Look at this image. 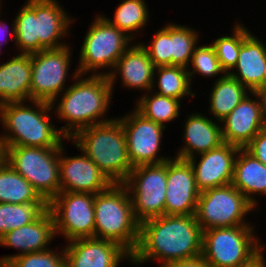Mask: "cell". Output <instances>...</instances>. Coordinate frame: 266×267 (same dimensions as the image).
<instances>
[{"instance_id":"1f68e13d","label":"cell","mask_w":266,"mask_h":267,"mask_svg":"<svg viewBox=\"0 0 266 267\" xmlns=\"http://www.w3.org/2000/svg\"><path fill=\"white\" fill-rule=\"evenodd\" d=\"M199 31L192 25L171 20V66H189L195 47L203 42Z\"/></svg>"},{"instance_id":"b9f144b4","label":"cell","mask_w":266,"mask_h":267,"mask_svg":"<svg viewBox=\"0 0 266 267\" xmlns=\"http://www.w3.org/2000/svg\"><path fill=\"white\" fill-rule=\"evenodd\" d=\"M4 160V148L0 142V163Z\"/></svg>"},{"instance_id":"7bdbcfd3","label":"cell","mask_w":266,"mask_h":267,"mask_svg":"<svg viewBox=\"0 0 266 267\" xmlns=\"http://www.w3.org/2000/svg\"><path fill=\"white\" fill-rule=\"evenodd\" d=\"M8 50H4V48L0 45V59L2 58L1 56L4 55L5 52H7Z\"/></svg>"},{"instance_id":"d590c367","label":"cell","mask_w":266,"mask_h":267,"mask_svg":"<svg viewBox=\"0 0 266 267\" xmlns=\"http://www.w3.org/2000/svg\"><path fill=\"white\" fill-rule=\"evenodd\" d=\"M13 258L5 267H65L64 244Z\"/></svg>"},{"instance_id":"f35d334b","label":"cell","mask_w":266,"mask_h":267,"mask_svg":"<svg viewBox=\"0 0 266 267\" xmlns=\"http://www.w3.org/2000/svg\"><path fill=\"white\" fill-rule=\"evenodd\" d=\"M165 266L166 267H211L205 262L204 258L201 255L191 259L174 261Z\"/></svg>"},{"instance_id":"2e32d148","label":"cell","mask_w":266,"mask_h":267,"mask_svg":"<svg viewBox=\"0 0 266 267\" xmlns=\"http://www.w3.org/2000/svg\"><path fill=\"white\" fill-rule=\"evenodd\" d=\"M65 267H120L131 255L119 244L95 237L73 239L64 244Z\"/></svg>"},{"instance_id":"5b68a950","label":"cell","mask_w":266,"mask_h":267,"mask_svg":"<svg viewBox=\"0 0 266 267\" xmlns=\"http://www.w3.org/2000/svg\"><path fill=\"white\" fill-rule=\"evenodd\" d=\"M71 140L97 165L112 183H123L132 164L121 121L113 120L79 130Z\"/></svg>"},{"instance_id":"9a60e30c","label":"cell","mask_w":266,"mask_h":267,"mask_svg":"<svg viewBox=\"0 0 266 267\" xmlns=\"http://www.w3.org/2000/svg\"><path fill=\"white\" fill-rule=\"evenodd\" d=\"M73 146L77 155H67V145ZM60 192L97 194L106 190L112 182L97 165L71 140L66 139L59 155Z\"/></svg>"},{"instance_id":"603a6c76","label":"cell","mask_w":266,"mask_h":267,"mask_svg":"<svg viewBox=\"0 0 266 267\" xmlns=\"http://www.w3.org/2000/svg\"><path fill=\"white\" fill-rule=\"evenodd\" d=\"M228 74L250 92L263 86L266 83V41L250 32L241 43L235 67Z\"/></svg>"},{"instance_id":"cb8c5ba5","label":"cell","mask_w":266,"mask_h":267,"mask_svg":"<svg viewBox=\"0 0 266 267\" xmlns=\"http://www.w3.org/2000/svg\"><path fill=\"white\" fill-rule=\"evenodd\" d=\"M10 56L7 61L0 62V106L30 100L31 54Z\"/></svg>"},{"instance_id":"f546056e","label":"cell","mask_w":266,"mask_h":267,"mask_svg":"<svg viewBox=\"0 0 266 267\" xmlns=\"http://www.w3.org/2000/svg\"><path fill=\"white\" fill-rule=\"evenodd\" d=\"M45 202L33 186L4 160L0 163V203Z\"/></svg>"},{"instance_id":"836d02e7","label":"cell","mask_w":266,"mask_h":267,"mask_svg":"<svg viewBox=\"0 0 266 267\" xmlns=\"http://www.w3.org/2000/svg\"><path fill=\"white\" fill-rule=\"evenodd\" d=\"M201 44H198L195 47L190 64L187 67L192 86L196 85L194 83L196 77L201 78L202 76V78H205L208 82V79L210 78L215 81L226 74L220 66L213 45L211 43ZM194 78L195 80H193Z\"/></svg>"},{"instance_id":"74e56055","label":"cell","mask_w":266,"mask_h":267,"mask_svg":"<svg viewBox=\"0 0 266 267\" xmlns=\"http://www.w3.org/2000/svg\"><path fill=\"white\" fill-rule=\"evenodd\" d=\"M2 11L3 10L0 11V45L4 48L12 42L11 45L13 44L12 47L15 49V19H12V21H10L11 23L8 22L6 19L7 16H3L5 13Z\"/></svg>"},{"instance_id":"9c48e42d","label":"cell","mask_w":266,"mask_h":267,"mask_svg":"<svg viewBox=\"0 0 266 267\" xmlns=\"http://www.w3.org/2000/svg\"><path fill=\"white\" fill-rule=\"evenodd\" d=\"M4 161L48 204L60 192V148L3 146Z\"/></svg>"},{"instance_id":"ab89813d","label":"cell","mask_w":266,"mask_h":267,"mask_svg":"<svg viewBox=\"0 0 266 267\" xmlns=\"http://www.w3.org/2000/svg\"><path fill=\"white\" fill-rule=\"evenodd\" d=\"M238 267H266V245L248 262Z\"/></svg>"},{"instance_id":"7c38bea8","label":"cell","mask_w":266,"mask_h":267,"mask_svg":"<svg viewBox=\"0 0 266 267\" xmlns=\"http://www.w3.org/2000/svg\"><path fill=\"white\" fill-rule=\"evenodd\" d=\"M123 184L129 192L133 213L139 223L165 215L167 161L133 167Z\"/></svg>"},{"instance_id":"d4e9b609","label":"cell","mask_w":266,"mask_h":267,"mask_svg":"<svg viewBox=\"0 0 266 267\" xmlns=\"http://www.w3.org/2000/svg\"><path fill=\"white\" fill-rule=\"evenodd\" d=\"M231 184L238 189L259 211L260 196L266 197V166L244 148H240L234 163ZM260 200V201H259Z\"/></svg>"},{"instance_id":"d6a6232c","label":"cell","mask_w":266,"mask_h":267,"mask_svg":"<svg viewBox=\"0 0 266 267\" xmlns=\"http://www.w3.org/2000/svg\"><path fill=\"white\" fill-rule=\"evenodd\" d=\"M46 209V202L0 203V238L7 232L32 223Z\"/></svg>"},{"instance_id":"4dcf8cb0","label":"cell","mask_w":266,"mask_h":267,"mask_svg":"<svg viewBox=\"0 0 266 267\" xmlns=\"http://www.w3.org/2000/svg\"><path fill=\"white\" fill-rule=\"evenodd\" d=\"M230 34L218 35L210 43L213 45L221 68L225 73H229L236 65L241 43L244 38L251 32L249 27L245 26L243 20L235 19ZM240 20V21H239ZM242 21V22H241Z\"/></svg>"},{"instance_id":"5bb4252c","label":"cell","mask_w":266,"mask_h":267,"mask_svg":"<svg viewBox=\"0 0 266 267\" xmlns=\"http://www.w3.org/2000/svg\"><path fill=\"white\" fill-rule=\"evenodd\" d=\"M117 118L121 121L126 136L127 152L132 167L163 163L174 156H166L167 153L162 152L166 127L145 118L134 107Z\"/></svg>"},{"instance_id":"ba28073f","label":"cell","mask_w":266,"mask_h":267,"mask_svg":"<svg viewBox=\"0 0 266 267\" xmlns=\"http://www.w3.org/2000/svg\"><path fill=\"white\" fill-rule=\"evenodd\" d=\"M257 228L239 225L203 230L201 256L211 267H238L266 245Z\"/></svg>"},{"instance_id":"e0dca14e","label":"cell","mask_w":266,"mask_h":267,"mask_svg":"<svg viewBox=\"0 0 266 267\" xmlns=\"http://www.w3.org/2000/svg\"><path fill=\"white\" fill-rule=\"evenodd\" d=\"M165 215H195L200 195L189 160L172 157L167 161Z\"/></svg>"},{"instance_id":"277c9868","label":"cell","mask_w":266,"mask_h":267,"mask_svg":"<svg viewBox=\"0 0 266 267\" xmlns=\"http://www.w3.org/2000/svg\"><path fill=\"white\" fill-rule=\"evenodd\" d=\"M52 113L51 104L39 100L1 105L2 146L60 148L67 138L56 126Z\"/></svg>"},{"instance_id":"e575fe53","label":"cell","mask_w":266,"mask_h":267,"mask_svg":"<svg viewBox=\"0 0 266 267\" xmlns=\"http://www.w3.org/2000/svg\"><path fill=\"white\" fill-rule=\"evenodd\" d=\"M163 27L156 29L149 40L139 41L147 50L154 67L171 66V21H165Z\"/></svg>"},{"instance_id":"7a4b0ae2","label":"cell","mask_w":266,"mask_h":267,"mask_svg":"<svg viewBox=\"0 0 266 267\" xmlns=\"http://www.w3.org/2000/svg\"><path fill=\"white\" fill-rule=\"evenodd\" d=\"M113 96L108 76H76L71 85L50 103L54 120L64 123L59 127L60 132L71 139L83 128L113 120L116 116L109 114Z\"/></svg>"},{"instance_id":"6da1fadb","label":"cell","mask_w":266,"mask_h":267,"mask_svg":"<svg viewBox=\"0 0 266 267\" xmlns=\"http://www.w3.org/2000/svg\"><path fill=\"white\" fill-rule=\"evenodd\" d=\"M202 234L195 215H162L145 220L140 223L138 245L128 266L142 267L151 262L167 265L198 257Z\"/></svg>"},{"instance_id":"7402d4cb","label":"cell","mask_w":266,"mask_h":267,"mask_svg":"<svg viewBox=\"0 0 266 267\" xmlns=\"http://www.w3.org/2000/svg\"><path fill=\"white\" fill-rule=\"evenodd\" d=\"M220 123L223 141L245 148L266 127L257 94L246 95Z\"/></svg>"},{"instance_id":"44dd1931","label":"cell","mask_w":266,"mask_h":267,"mask_svg":"<svg viewBox=\"0 0 266 267\" xmlns=\"http://www.w3.org/2000/svg\"><path fill=\"white\" fill-rule=\"evenodd\" d=\"M204 111L186 113L181 124L180 147L174 150V157L188 160L198 154L208 152L224 143L221 123L214 120ZM179 148V149H178ZM176 151V152H175Z\"/></svg>"},{"instance_id":"8992f818","label":"cell","mask_w":266,"mask_h":267,"mask_svg":"<svg viewBox=\"0 0 266 267\" xmlns=\"http://www.w3.org/2000/svg\"><path fill=\"white\" fill-rule=\"evenodd\" d=\"M94 209V237L117 243L132 255L138 245L140 223L135 219L126 186L112 183L97 193Z\"/></svg>"},{"instance_id":"ac0fdd59","label":"cell","mask_w":266,"mask_h":267,"mask_svg":"<svg viewBox=\"0 0 266 267\" xmlns=\"http://www.w3.org/2000/svg\"><path fill=\"white\" fill-rule=\"evenodd\" d=\"M53 215L47 208L35 221L7 232L0 238V247L15 249L17 253L0 257V267H5L13 258L51 248L56 239Z\"/></svg>"},{"instance_id":"52a82bcc","label":"cell","mask_w":266,"mask_h":267,"mask_svg":"<svg viewBox=\"0 0 266 267\" xmlns=\"http://www.w3.org/2000/svg\"><path fill=\"white\" fill-rule=\"evenodd\" d=\"M95 15L82 37L75 66L80 75L108 76L134 41L106 20L100 12Z\"/></svg>"},{"instance_id":"d6986e66","label":"cell","mask_w":266,"mask_h":267,"mask_svg":"<svg viewBox=\"0 0 266 267\" xmlns=\"http://www.w3.org/2000/svg\"><path fill=\"white\" fill-rule=\"evenodd\" d=\"M239 149L238 146L224 142L217 148L188 159L200 192L231 184Z\"/></svg>"},{"instance_id":"60d3db41","label":"cell","mask_w":266,"mask_h":267,"mask_svg":"<svg viewBox=\"0 0 266 267\" xmlns=\"http://www.w3.org/2000/svg\"><path fill=\"white\" fill-rule=\"evenodd\" d=\"M255 93L259 97L260 103H261V111H262V116L264 123L266 125V83L259 87Z\"/></svg>"},{"instance_id":"83f0119b","label":"cell","mask_w":266,"mask_h":267,"mask_svg":"<svg viewBox=\"0 0 266 267\" xmlns=\"http://www.w3.org/2000/svg\"><path fill=\"white\" fill-rule=\"evenodd\" d=\"M194 88L191 84L187 68L185 67L172 65L159 66L154 69L151 91L155 93L176 98L183 102L186 98L197 99L199 94Z\"/></svg>"},{"instance_id":"4fadbf2b","label":"cell","mask_w":266,"mask_h":267,"mask_svg":"<svg viewBox=\"0 0 266 267\" xmlns=\"http://www.w3.org/2000/svg\"><path fill=\"white\" fill-rule=\"evenodd\" d=\"M95 194L59 192L48 204L53 215L56 237L64 243L78 238L94 237Z\"/></svg>"},{"instance_id":"8d00e7d4","label":"cell","mask_w":266,"mask_h":267,"mask_svg":"<svg viewBox=\"0 0 266 267\" xmlns=\"http://www.w3.org/2000/svg\"><path fill=\"white\" fill-rule=\"evenodd\" d=\"M244 149L266 166V127Z\"/></svg>"},{"instance_id":"4316f807","label":"cell","mask_w":266,"mask_h":267,"mask_svg":"<svg viewBox=\"0 0 266 267\" xmlns=\"http://www.w3.org/2000/svg\"><path fill=\"white\" fill-rule=\"evenodd\" d=\"M147 0H120L119 4L115 7L112 17L105 13H100L108 20L112 25L117 27L120 31L125 33L134 42L140 41L138 39L143 37V30L148 29L151 26V17L149 15L150 7ZM150 23V24H149ZM148 25V26H147ZM143 33V35L141 34Z\"/></svg>"},{"instance_id":"f1b7e54d","label":"cell","mask_w":266,"mask_h":267,"mask_svg":"<svg viewBox=\"0 0 266 267\" xmlns=\"http://www.w3.org/2000/svg\"><path fill=\"white\" fill-rule=\"evenodd\" d=\"M133 107L142 114L145 118L159 123L168 128L169 124L180 119L181 109L185 105L181 100L176 98L162 96L153 91H148L145 94L136 95Z\"/></svg>"},{"instance_id":"8fae6325","label":"cell","mask_w":266,"mask_h":267,"mask_svg":"<svg viewBox=\"0 0 266 267\" xmlns=\"http://www.w3.org/2000/svg\"><path fill=\"white\" fill-rule=\"evenodd\" d=\"M71 44L73 42L59 49H47L31 54L30 100L51 103L79 75L75 66V69H71L72 64H75L72 58L75 47L73 49Z\"/></svg>"},{"instance_id":"30bf717a","label":"cell","mask_w":266,"mask_h":267,"mask_svg":"<svg viewBox=\"0 0 266 267\" xmlns=\"http://www.w3.org/2000/svg\"><path fill=\"white\" fill-rule=\"evenodd\" d=\"M254 212V213H253ZM256 212V213H255ZM261 212L232 184L200 192L195 217L202 230L258 225L251 222L252 214Z\"/></svg>"},{"instance_id":"484cf974","label":"cell","mask_w":266,"mask_h":267,"mask_svg":"<svg viewBox=\"0 0 266 267\" xmlns=\"http://www.w3.org/2000/svg\"><path fill=\"white\" fill-rule=\"evenodd\" d=\"M209 87L206 107L208 115L216 121H221L244 99L250 91L237 79L226 73L223 77L212 81Z\"/></svg>"},{"instance_id":"3957f363","label":"cell","mask_w":266,"mask_h":267,"mask_svg":"<svg viewBox=\"0 0 266 267\" xmlns=\"http://www.w3.org/2000/svg\"><path fill=\"white\" fill-rule=\"evenodd\" d=\"M14 15L16 53L32 54L70 44L72 12L59 0H24ZM68 36V37H67ZM68 39V40H67ZM68 41V42H67Z\"/></svg>"},{"instance_id":"ee69618b","label":"cell","mask_w":266,"mask_h":267,"mask_svg":"<svg viewBox=\"0 0 266 267\" xmlns=\"http://www.w3.org/2000/svg\"><path fill=\"white\" fill-rule=\"evenodd\" d=\"M3 1H5V0H0V6H5L6 5Z\"/></svg>"},{"instance_id":"f6af8a7d","label":"cell","mask_w":266,"mask_h":267,"mask_svg":"<svg viewBox=\"0 0 266 267\" xmlns=\"http://www.w3.org/2000/svg\"><path fill=\"white\" fill-rule=\"evenodd\" d=\"M156 267H166V266L165 265H159V266L157 265Z\"/></svg>"},{"instance_id":"ffe728a7","label":"cell","mask_w":266,"mask_h":267,"mask_svg":"<svg viewBox=\"0 0 266 267\" xmlns=\"http://www.w3.org/2000/svg\"><path fill=\"white\" fill-rule=\"evenodd\" d=\"M154 65L147 50L134 42L119 58L113 71L108 75L113 94L117 84L126 90L145 94L152 90ZM121 79V80H120ZM120 81V83H117ZM117 83V84H116Z\"/></svg>"}]
</instances>
